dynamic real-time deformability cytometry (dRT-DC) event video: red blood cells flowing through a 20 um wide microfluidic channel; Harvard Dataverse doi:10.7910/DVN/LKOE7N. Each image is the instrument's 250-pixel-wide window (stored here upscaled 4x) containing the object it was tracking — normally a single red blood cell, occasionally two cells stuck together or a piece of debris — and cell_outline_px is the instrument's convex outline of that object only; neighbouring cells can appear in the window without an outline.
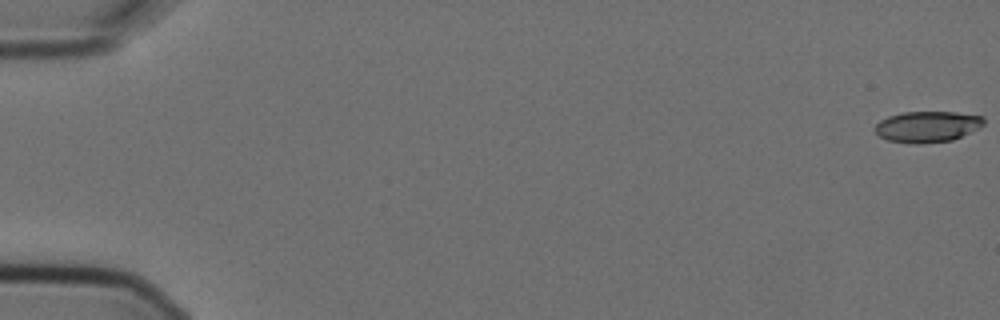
{"species": "Egyptian fruit bat (a non-hibernating species)", "species_latin": "Rousettus aegyptiacus", "temperature_condition": "cold", "stored_images_in_passage": 5, "camera_frame_rate_fps": 3000, "um_per_image_px": 0.085, "animal": {"sex": "female"}, "frame": {"image": 1, "passage_image": 1, "time_ms": 0.0, "image_size_px": [1000, 320], "cell_outline_px": [[984, 124], [980, 128], [952, 140], [920, 144], [916, 144], [888, 140], [880, 136], [872, 128], [880, 120], [888, 116], [904, 112], [956, 112], [984, 116]], "centroid_in_image_um": [78.83, 10.76], "position_along_channel_um": 6.2, "area_um2": 19.77}}
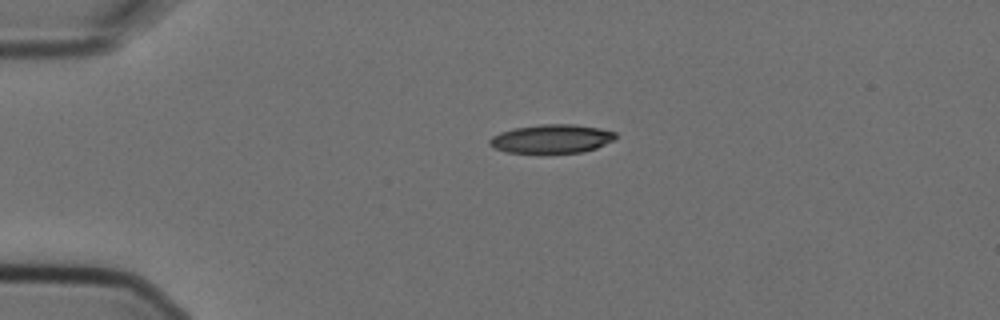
{"frame": {"image": 2, "passage_image": 4, "time_ms": 1.0, "image_size_px": [1000, 320], "cell_outline_px": [[616, 140], [596, 148], [584, 152], [504, 152], [488, 144], [488, 140], [492, 136], [500, 132], [516, 128], [540, 124], [572, 124], [600, 128], [616, 132]], "centroid_in_image_um": [46.92, 11.79], "position_along_channel_um": 38.1, "area_um2": 20.98}}